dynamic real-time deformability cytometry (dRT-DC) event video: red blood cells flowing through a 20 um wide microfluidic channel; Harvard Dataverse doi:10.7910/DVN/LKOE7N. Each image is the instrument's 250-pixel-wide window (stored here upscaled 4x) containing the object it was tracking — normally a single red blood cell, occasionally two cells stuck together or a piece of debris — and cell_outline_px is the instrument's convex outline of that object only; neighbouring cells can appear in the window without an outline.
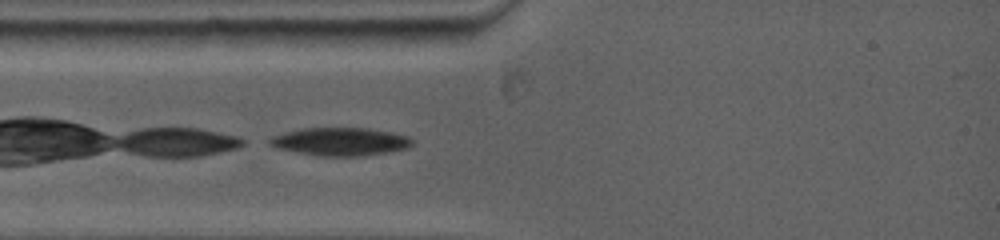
{"species": "common noctule bat (a hibernating species)", "species_latin": "Nyctalus noctula", "temperature_condition": "warm", "stored_images_in_passage": 1, "camera_frame_rate_fps": 5000, "um_per_image_px": 0.085, "animal": {"sex": "female", "body_mass_g": 19.0, "forearm_length_mm": 53.3}, "frame": {"image": 1, "passage_image": 1, "time_ms": 0.0, "image_size_px": [1000, 240], "cell_outline_px": [[412, 144], [408, 148], [388, 152], [364, 156], [320, 156], [296, 152], [280, 148], [268, 144], [268, 140], [272, 136], [300, 128], [368, 128], [392, 132], [408, 136], [412, 140]], "centroid_in_image_um": [28.94, 12.03], "position_along_channel_um": 56.1, "area_um2": 23.29}}